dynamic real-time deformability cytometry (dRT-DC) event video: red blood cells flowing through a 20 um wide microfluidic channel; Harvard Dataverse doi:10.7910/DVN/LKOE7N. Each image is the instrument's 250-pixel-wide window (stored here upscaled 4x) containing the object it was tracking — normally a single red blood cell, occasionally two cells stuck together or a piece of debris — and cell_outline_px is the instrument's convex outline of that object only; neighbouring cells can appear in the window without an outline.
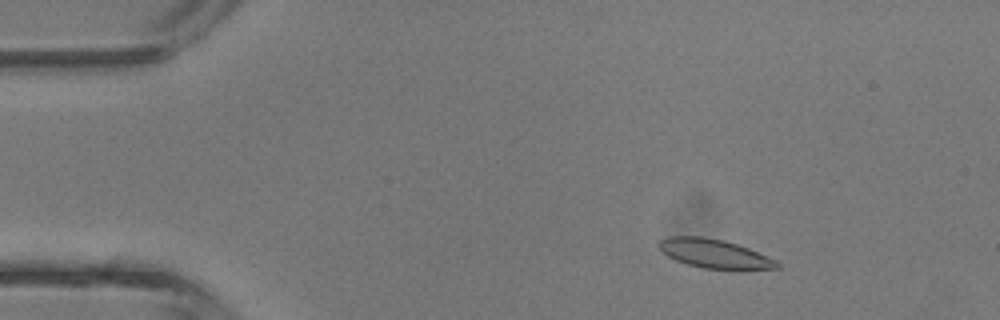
{"species": "common noctule bat (a hibernating species)", "species_latin": "Nyctalus noctula", "temperature_condition": "room temperature", "stored_images_in_passage": 4, "camera_frame_rate_fps": 3000, "um_per_image_px": 0.085, "animal": {"sex": "male", "body_mass_g": 13.3}, "frame": {"image": 1, "passage_image": 2, "time_ms": 1.333, "image_size_px": [1000, 320], "cell_outline_px": [[780, 268], [736, 272], [700, 268], [676, 260], [668, 256], [656, 244], [660, 240], [668, 236], [700, 236], [724, 240], [748, 248], [776, 260], [780, 264]], "centroid_in_image_um": [60.79, 21.61], "position_along_channel_um": 24.2, "area_um2": 20.58}}
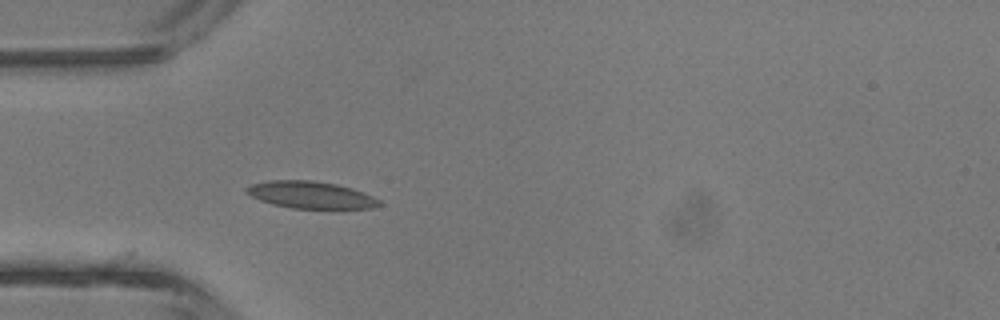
{"frame": {"image": 2, "passage_image": 4, "time_ms": 3.667, "image_size_px": [1000, 320], "cell_outline_px": [[380, 204], [372, 208], [340, 212], [328, 212], [292, 208], [272, 204], [260, 200], [244, 192], [244, 188], [252, 184], [272, 180], [312, 180], [336, 184], [352, 188], [372, 196], [380, 200]], "centroid_in_image_um": [26.49, 16.63], "position_along_channel_um": 58.5, "area_um2": 22.08}}